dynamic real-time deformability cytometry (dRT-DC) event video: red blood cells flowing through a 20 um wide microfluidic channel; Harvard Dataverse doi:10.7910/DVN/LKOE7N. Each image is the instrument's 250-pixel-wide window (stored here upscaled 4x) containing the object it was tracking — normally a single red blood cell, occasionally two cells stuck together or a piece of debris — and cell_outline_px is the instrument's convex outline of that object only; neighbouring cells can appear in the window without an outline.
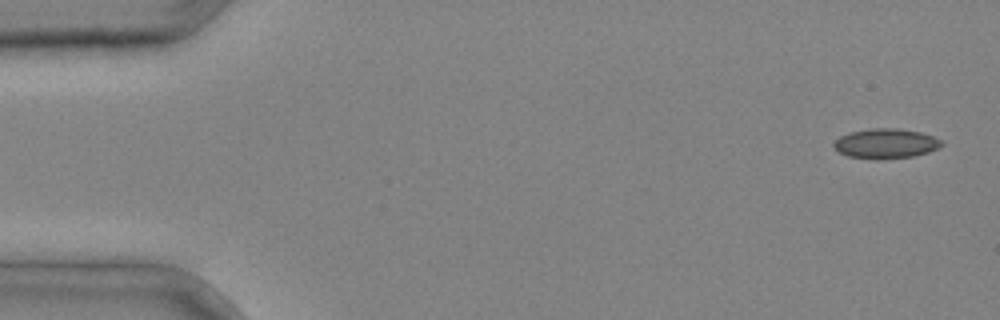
{"species": "common noctule bat (a hibernating species)", "species_latin": "Nyctalus noctula", "temperature_condition": "cold", "stored_images_in_passage": 4, "camera_frame_rate_fps": 3000, "um_per_image_px": 0.085, "animal": {"sex": "male", "body_mass_g": 20.4}, "frame": {"image": 1, "passage_image": 1, "time_ms": 0.0, "image_size_px": [1000, 320], "cell_outline_px": [[944, 144], [940, 148], [928, 152], [912, 156], [876, 160], [848, 156], [840, 152], [832, 144], [840, 136], [848, 132], [868, 128], [896, 128], [920, 132], [932, 136], [940, 140]], "centroid_in_image_um": [75.28, 12.2], "position_along_channel_um": 9.7, "area_um2": 18.79}}